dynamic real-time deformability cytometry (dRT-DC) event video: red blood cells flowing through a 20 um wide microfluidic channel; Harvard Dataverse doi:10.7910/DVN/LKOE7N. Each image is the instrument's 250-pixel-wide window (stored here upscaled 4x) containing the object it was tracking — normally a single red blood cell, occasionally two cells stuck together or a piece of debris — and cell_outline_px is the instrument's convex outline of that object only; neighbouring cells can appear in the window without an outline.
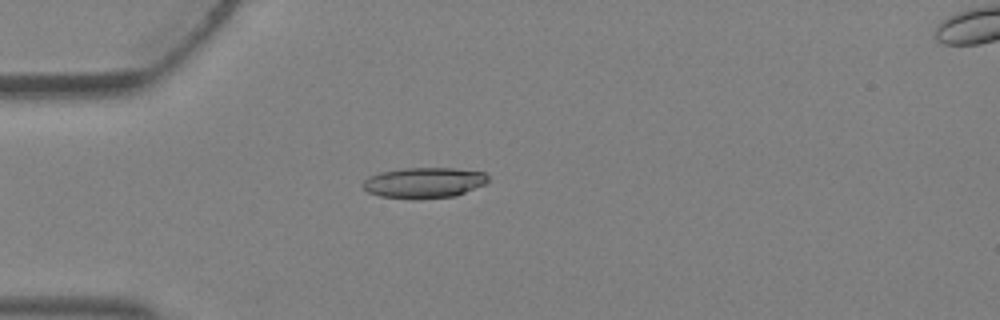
{"species": "Egyptian fruit bat (a non-hibernating species)", "species_latin": "Rousettus aegyptiacus", "temperature_condition": "warm", "stored_images_in_passage": 4, "camera_frame_rate_fps": 3000, "um_per_image_px": 0.085, "animal": {"sex": "female"}, "frame": {"image": 1, "passage_image": 3, "time_ms": 0.667, "image_size_px": [1000, 320], "cell_outline_px": [[488, 180], [484, 184], [456, 196], [420, 200], [412, 200], [380, 196], [368, 192], [360, 184], [368, 176], [380, 172], [404, 168], [452, 168], [484, 172], [488, 176]], "centroid_in_image_um": [36.0, 15.55], "position_along_channel_um": 49.0, "area_um2": 22.66}}